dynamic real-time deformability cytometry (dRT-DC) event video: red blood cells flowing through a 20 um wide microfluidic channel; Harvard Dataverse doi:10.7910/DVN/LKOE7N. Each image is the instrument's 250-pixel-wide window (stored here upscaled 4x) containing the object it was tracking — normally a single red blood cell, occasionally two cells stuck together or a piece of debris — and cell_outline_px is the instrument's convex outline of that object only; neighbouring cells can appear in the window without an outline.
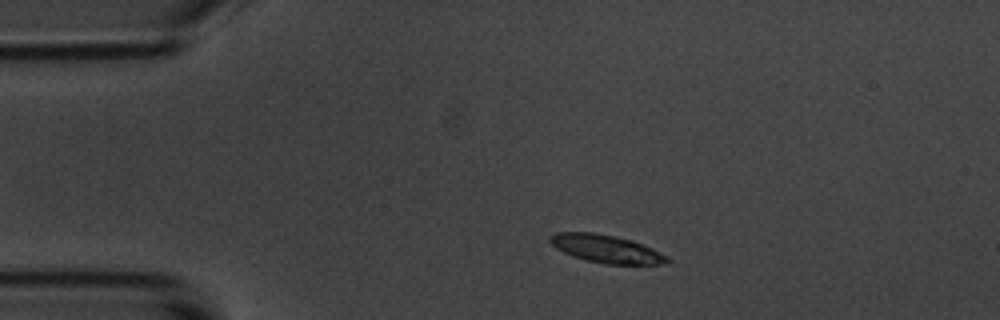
{"species": "common noctule bat (a hibernating species)", "species_latin": "Nyctalus noctula", "temperature_condition": "room temperature", "stored_images_in_passage": 6, "camera_frame_rate_fps": 3000, "um_per_image_px": 0.085, "animal": {"sex": "male", "body_mass_g": 20.1, "forearm_length_mm": 53.5}, "frame": {"image": 1, "passage_image": 1, "time_ms": 0.0, "image_size_px": [1000, 320], "cell_outline_px": [[672, 260], [668, 264], [604, 264], [572, 256], [556, 248], [548, 240], [548, 236], [556, 232], [592, 232], [616, 236], [632, 240], [652, 248], [668, 256]], "centroid_in_image_um": [51.55, 21.15], "position_along_channel_um": 33.5, "area_um2": 19.19}}